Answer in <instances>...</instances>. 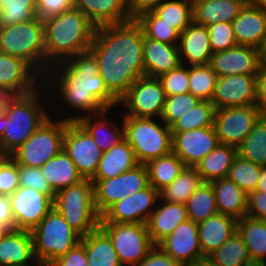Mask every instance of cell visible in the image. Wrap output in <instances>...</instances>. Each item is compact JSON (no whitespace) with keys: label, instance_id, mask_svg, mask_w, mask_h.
<instances>
[{"label":"cell","instance_id":"obj_49","mask_svg":"<svg viewBox=\"0 0 266 266\" xmlns=\"http://www.w3.org/2000/svg\"><path fill=\"white\" fill-rule=\"evenodd\" d=\"M207 28L213 53L225 51L238 45L232 23L218 22Z\"/></svg>","mask_w":266,"mask_h":266},{"label":"cell","instance_id":"obj_11","mask_svg":"<svg viewBox=\"0 0 266 266\" xmlns=\"http://www.w3.org/2000/svg\"><path fill=\"white\" fill-rule=\"evenodd\" d=\"M94 186V202L97 212L102 216L114 203L147 188L149 173L146 164L110 179H90Z\"/></svg>","mask_w":266,"mask_h":266},{"label":"cell","instance_id":"obj_68","mask_svg":"<svg viewBox=\"0 0 266 266\" xmlns=\"http://www.w3.org/2000/svg\"><path fill=\"white\" fill-rule=\"evenodd\" d=\"M263 56L266 57V45L264 47Z\"/></svg>","mask_w":266,"mask_h":266},{"label":"cell","instance_id":"obj_38","mask_svg":"<svg viewBox=\"0 0 266 266\" xmlns=\"http://www.w3.org/2000/svg\"><path fill=\"white\" fill-rule=\"evenodd\" d=\"M202 182L195 167H184L178 177L159 192L160 199L165 202L186 204Z\"/></svg>","mask_w":266,"mask_h":266},{"label":"cell","instance_id":"obj_56","mask_svg":"<svg viewBox=\"0 0 266 266\" xmlns=\"http://www.w3.org/2000/svg\"><path fill=\"white\" fill-rule=\"evenodd\" d=\"M137 266H182L179 262L173 260L158 245L152 250Z\"/></svg>","mask_w":266,"mask_h":266},{"label":"cell","instance_id":"obj_57","mask_svg":"<svg viewBox=\"0 0 266 266\" xmlns=\"http://www.w3.org/2000/svg\"><path fill=\"white\" fill-rule=\"evenodd\" d=\"M259 109L266 114V57H263L259 74L257 75V103Z\"/></svg>","mask_w":266,"mask_h":266},{"label":"cell","instance_id":"obj_6","mask_svg":"<svg viewBox=\"0 0 266 266\" xmlns=\"http://www.w3.org/2000/svg\"><path fill=\"white\" fill-rule=\"evenodd\" d=\"M53 207L81 237L99 227L101 216L94 202V186L90 179L55 193Z\"/></svg>","mask_w":266,"mask_h":266},{"label":"cell","instance_id":"obj_31","mask_svg":"<svg viewBox=\"0 0 266 266\" xmlns=\"http://www.w3.org/2000/svg\"><path fill=\"white\" fill-rule=\"evenodd\" d=\"M214 190L218 213L231 216L237 220L247 214L248 195L229 178L211 182Z\"/></svg>","mask_w":266,"mask_h":266},{"label":"cell","instance_id":"obj_47","mask_svg":"<svg viewBox=\"0 0 266 266\" xmlns=\"http://www.w3.org/2000/svg\"><path fill=\"white\" fill-rule=\"evenodd\" d=\"M261 168L237 155L229 168L227 178L235 182L248 195L256 190Z\"/></svg>","mask_w":266,"mask_h":266},{"label":"cell","instance_id":"obj_21","mask_svg":"<svg viewBox=\"0 0 266 266\" xmlns=\"http://www.w3.org/2000/svg\"><path fill=\"white\" fill-rule=\"evenodd\" d=\"M158 246L182 266L204 257L199 243L198 226L190 219L180 223Z\"/></svg>","mask_w":266,"mask_h":266},{"label":"cell","instance_id":"obj_32","mask_svg":"<svg viewBox=\"0 0 266 266\" xmlns=\"http://www.w3.org/2000/svg\"><path fill=\"white\" fill-rule=\"evenodd\" d=\"M107 111H110V109L95 115L82 116L76 120V122L93 138L102 152L107 151L112 146L118 145L125 139L124 126L120 129L115 126L113 122H110L111 124L106 122L107 119H105V116ZM92 116H96V122Z\"/></svg>","mask_w":266,"mask_h":266},{"label":"cell","instance_id":"obj_45","mask_svg":"<svg viewBox=\"0 0 266 266\" xmlns=\"http://www.w3.org/2000/svg\"><path fill=\"white\" fill-rule=\"evenodd\" d=\"M218 75L209 64L193 65L189 68V90L200 100L211 101Z\"/></svg>","mask_w":266,"mask_h":266},{"label":"cell","instance_id":"obj_22","mask_svg":"<svg viewBox=\"0 0 266 266\" xmlns=\"http://www.w3.org/2000/svg\"><path fill=\"white\" fill-rule=\"evenodd\" d=\"M238 45L264 51L266 45V11L252 4L245 5L232 22Z\"/></svg>","mask_w":266,"mask_h":266},{"label":"cell","instance_id":"obj_10","mask_svg":"<svg viewBox=\"0 0 266 266\" xmlns=\"http://www.w3.org/2000/svg\"><path fill=\"white\" fill-rule=\"evenodd\" d=\"M99 227L110 237L123 266H137L155 246L147 224L100 222Z\"/></svg>","mask_w":266,"mask_h":266},{"label":"cell","instance_id":"obj_13","mask_svg":"<svg viewBox=\"0 0 266 266\" xmlns=\"http://www.w3.org/2000/svg\"><path fill=\"white\" fill-rule=\"evenodd\" d=\"M167 95L157 77L138 78L119 100L129 109L124 116L161 118Z\"/></svg>","mask_w":266,"mask_h":266},{"label":"cell","instance_id":"obj_17","mask_svg":"<svg viewBox=\"0 0 266 266\" xmlns=\"http://www.w3.org/2000/svg\"><path fill=\"white\" fill-rule=\"evenodd\" d=\"M211 102L217 110L256 105L257 75L234 74L218 77Z\"/></svg>","mask_w":266,"mask_h":266},{"label":"cell","instance_id":"obj_3","mask_svg":"<svg viewBox=\"0 0 266 266\" xmlns=\"http://www.w3.org/2000/svg\"><path fill=\"white\" fill-rule=\"evenodd\" d=\"M95 30L96 26L75 7L45 21L46 75L52 65L88 51Z\"/></svg>","mask_w":266,"mask_h":266},{"label":"cell","instance_id":"obj_63","mask_svg":"<svg viewBox=\"0 0 266 266\" xmlns=\"http://www.w3.org/2000/svg\"><path fill=\"white\" fill-rule=\"evenodd\" d=\"M251 4L255 7L261 8L263 11H266V0H252Z\"/></svg>","mask_w":266,"mask_h":266},{"label":"cell","instance_id":"obj_43","mask_svg":"<svg viewBox=\"0 0 266 266\" xmlns=\"http://www.w3.org/2000/svg\"><path fill=\"white\" fill-rule=\"evenodd\" d=\"M217 266H242L251 258L238 232L208 256Z\"/></svg>","mask_w":266,"mask_h":266},{"label":"cell","instance_id":"obj_7","mask_svg":"<svg viewBox=\"0 0 266 266\" xmlns=\"http://www.w3.org/2000/svg\"><path fill=\"white\" fill-rule=\"evenodd\" d=\"M31 233L35 262L39 266H49L81 240V236L54 207Z\"/></svg>","mask_w":266,"mask_h":266},{"label":"cell","instance_id":"obj_46","mask_svg":"<svg viewBox=\"0 0 266 266\" xmlns=\"http://www.w3.org/2000/svg\"><path fill=\"white\" fill-rule=\"evenodd\" d=\"M0 27L36 18V0H0Z\"/></svg>","mask_w":266,"mask_h":266},{"label":"cell","instance_id":"obj_59","mask_svg":"<svg viewBox=\"0 0 266 266\" xmlns=\"http://www.w3.org/2000/svg\"><path fill=\"white\" fill-rule=\"evenodd\" d=\"M165 0H127V7L131 18H136L141 13L151 11Z\"/></svg>","mask_w":266,"mask_h":266},{"label":"cell","instance_id":"obj_39","mask_svg":"<svg viewBox=\"0 0 266 266\" xmlns=\"http://www.w3.org/2000/svg\"><path fill=\"white\" fill-rule=\"evenodd\" d=\"M237 154L255 165L266 167V114L237 147Z\"/></svg>","mask_w":266,"mask_h":266},{"label":"cell","instance_id":"obj_40","mask_svg":"<svg viewBox=\"0 0 266 266\" xmlns=\"http://www.w3.org/2000/svg\"><path fill=\"white\" fill-rule=\"evenodd\" d=\"M152 11L179 33L193 22L192 0H165Z\"/></svg>","mask_w":266,"mask_h":266},{"label":"cell","instance_id":"obj_27","mask_svg":"<svg viewBox=\"0 0 266 266\" xmlns=\"http://www.w3.org/2000/svg\"><path fill=\"white\" fill-rule=\"evenodd\" d=\"M30 259L35 261L32 233L7 230L0 239V266L25 265Z\"/></svg>","mask_w":266,"mask_h":266},{"label":"cell","instance_id":"obj_69","mask_svg":"<svg viewBox=\"0 0 266 266\" xmlns=\"http://www.w3.org/2000/svg\"><path fill=\"white\" fill-rule=\"evenodd\" d=\"M13 266H31V265L25 264V265H13Z\"/></svg>","mask_w":266,"mask_h":266},{"label":"cell","instance_id":"obj_52","mask_svg":"<svg viewBox=\"0 0 266 266\" xmlns=\"http://www.w3.org/2000/svg\"><path fill=\"white\" fill-rule=\"evenodd\" d=\"M19 186L35 189L38 192L49 195L54 200L55 192L50 187L40 168L19 165Z\"/></svg>","mask_w":266,"mask_h":266},{"label":"cell","instance_id":"obj_20","mask_svg":"<svg viewBox=\"0 0 266 266\" xmlns=\"http://www.w3.org/2000/svg\"><path fill=\"white\" fill-rule=\"evenodd\" d=\"M41 81L44 83L45 80L25 60L0 52V86L14 95H25L35 91L40 84L47 87Z\"/></svg>","mask_w":266,"mask_h":266},{"label":"cell","instance_id":"obj_66","mask_svg":"<svg viewBox=\"0 0 266 266\" xmlns=\"http://www.w3.org/2000/svg\"><path fill=\"white\" fill-rule=\"evenodd\" d=\"M7 229L4 228L3 226H0V239L2 238V236L6 233Z\"/></svg>","mask_w":266,"mask_h":266},{"label":"cell","instance_id":"obj_30","mask_svg":"<svg viewBox=\"0 0 266 266\" xmlns=\"http://www.w3.org/2000/svg\"><path fill=\"white\" fill-rule=\"evenodd\" d=\"M138 164L134 150L124 139L118 145L102 152L97 171L91 179H110L135 168Z\"/></svg>","mask_w":266,"mask_h":266},{"label":"cell","instance_id":"obj_50","mask_svg":"<svg viewBox=\"0 0 266 266\" xmlns=\"http://www.w3.org/2000/svg\"><path fill=\"white\" fill-rule=\"evenodd\" d=\"M167 96L185 94L189 90V67L180 64L177 68L159 77Z\"/></svg>","mask_w":266,"mask_h":266},{"label":"cell","instance_id":"obj_5","mask_svg":"<svg viewBox=\"0 0 266 266\" xmlns=\"http://www.w3.org/2000/svg\"><path fill=\"white\" fill-rule=\"evenodd\" d=\"M0 52L25 60L45 79L44 22L36 17L28 22L0 27Z\"/></svg>","mask_w":266,"mask_h":266},{"label":"cell","instance_id":"obj_67","mask_svg":"<svg viewBox=\"0 0 266 266\" xmlns=\"http://www.w3.org/2000/svg\"><path fill=\"white\" fill-rule=\"evenodd\" d=\"M235 1L242 2V3H244L245 5H249V4H251V1H252V0H235Z\"/></svg>","mask_w":266,"mask_h":266},{"label":"cell","instance_id":"obj_28","mask_svg":"<svg viewBox=\"0 0 266 266\" xmlns=\"http://www.w3.org/2000/svg\"><path fill=\"white\" fill-rule=\"evenodd\" d=\"M188 212L185 204L164 202L155 208L148 222V232L155 245L169 236L182 222L188 220Z\"/></svg>","mask_w":266,"mask_h":266},{"label":"cell","instance_id":"obj_34","mask_svg":"<svg viewBox=\"0 0 266 266\" xmlns=\"http://www.w3.org/2000/svg\"><path fill=\"white\" fill-rule=\"evenodd\" d=\"M85 246L88 266H123L110 237L98 227L81 237Z\"/></svg>","mask_w":266,"mask_h":266},{"label":"cell","instance_id":"obj_35","mask_svg":"<svg viewBox=\"0 0 266 266\" xmlns=\"http://www.w3.org/2000/svg\"><path fill=\"white\" fill-rule=\"evenodd\" d=\"M237 155L236 147L219 144L195 168L203 182L211 183L214 180L227 177L229 168Z\"/></svg>","mask_w":266,"mask_h":266},{"label":"cell","instance_id":"obj_60","mask_svg":"<svg viewBox=\"0 0 266 266\" xmlns=\"http://www.w3.org/2000/svg\"><path fill=\"white\" fill-rule=\"evenodd\" d=\"M14 96L6 87L0 86V110H3Z\"/></svg>","mask_w":266,"mask_h":266},{"label":"cell","instance_id":"obj_55","mask_svg":"<svg viewBox=\"0 0 266 266\" xmlns=\"http://www.w3.org/2000/svg\"><path fill=\"white\" fill-rule=\"evenodd\" d=\"M246 216L266 220V192L255 190L248 194Z\"/></svg>","mask_w":266,"mask_h":266},{"label":"cell","instance_id":"obj_9","mask_svg":"<svg viewBox=\"0 0 266 266\" xmlns=\"http://www.w3.org/2000/svg\"><path fill=\"white\" fill-rule=\"evenodd\" d=\"M67 120L47 118L44 123L9 156L18 164L40 168L63 149Z\"/></svg>","mask_w":266,"mask_h":266},{"label":"cell","instance_id":"obj_41","mask_svg":"<svg viewBox=\"0 0 266 266\" xmlns=\"http://www.w3.org/2000/svg\"><path fill=\"white\" fill-rule=\"evenodd\" d=\"M188 217L199 224L218 213L217 202L211 183L202 182L186 202Z\"/></svg>","mask_w":266,"mask_h":266},{"label":"cell","instance_id":"obj_14","mask_svg":"<svg viewBox=\"0 0 266 266\" xmlns=\"http://www.w3.org/2000/svg\"><path fill=\"white\" fill-rule=\"evenodd\" d=\"M63 150L84 179H91L95 175L102 151L76 121H68L66 124Z\"/></svg>","mask_w":266,"mask_h":266},{"label":"cell","instance_id":"obj_15","mask_svg":"<svg viewBox=\"0 0 266 266\" xmlns=\"http://www.w3.org/2000/svg\"><path fill=\"white\" fill-rule=\"evenodd\" d=\"M15 229L32 232L53 209V199L29 187H19L9 196Z\"/></svg>","mask_w":266,"mask_h":266},{"label":"cell","instance_id":"obj_64","mask_svg":"<svg viewBox=\"0 0 266 266\" xmlns=\"http://www.w3.org/2000/svg\"><path fill=\"white\" fill-rule=\"evenodd\" d=\"M242 266H266V263L265 261H261V260H250Z\"/></svg>","mask_w":266,"mask_h":266},{"label":"cell","instance_id":"obj_61","mask_svg":"<svg viewBox=\"0 0 266 266\" xmlns=\"http://www.w3.org/2000/svg\"><path fill=\"white\" fill-rule=\"evenodd\" d=\"M185 266H217L208 256H204L199 259H195L193 262L188 263Z\"/></svg>","mask_w":266,"mask_h":266},{"label":"cell","instance_id":"obj_48","mask_svg":"<svg viewBox=\"0 0 266 266\" xmlns=\"http://www.w3.org/2000/svg\"><path fill=\"white\" fill-rule=\"evenodd\" d=\"M200 101L201 100L198 97L190 92L167 96L160 119L170 127L176 120L189 112Z\"/></svg>","mask_w":266,"mask_h":266},{"label":"cell","instance_id":"obj_33","mask_svg":"<svg viewBox=\"0 0 266 266\" xmlns=\"http://www.w3.org/2000/svg\"><path fill=\"white\" fill-rule=\"evenodd\" d=\"M40 169L55 193L84 180L63 149L42 165Z\"/></svg>","mask_w":266,"mask_h":266},{"label":"cell","instance_id":"obj_42","mask_svg":"<svg viewBox=\"0 0 266 266\" xmlns=\"http://www.w3.org/2000/svg\"><path fill=\"white\" fill-rule=\"evenodd\" d=\"M216 107L211 101L201 100L189 112L176 120L171 126V132H186L190 130L214 127Z\"/></svg>","mask_w":266,"mask_h":266},{"label":"cell","instance_id":"obj_24","mask_svg":"<svg viewBox=\"0 0 266 266\" xmlns=\"http://www.w3.org/2000/svg\"><path fill=\"white\" fill-rule=\"evenodd\" d=\"M179 40L178 51L182 64V57L188 60L190 66L210 64L213 52L207 27L192 22L180 33Z\"/></svg>","mask_w":266,"mask_h":266},{"label":"cell","instance_id":"obj_44","mask_svg":"<svg viewBox=\"0 0 266 266\" xmlns=\"http://www.w3.org/2000/svg\"><path fill=\"white\" fill-rule=\"evenodd\" d=\"M143 28L144 35L155 41L178 45L180 33L172 25L163 22L152 10L135 18ZM176 41V42H175Z\"/></svg>","mask_w":266,"mask_h":266},{"label":"cell","instance_id":"obj_53","mask_svg":"<svg viewBox=\"0 0 266 266\" xmlns=\"http://www.w3.org/2000/svg\"><path fill=\"white\" fill-rule=\"evenodd\" d=\"M74 7V0H36V17L42 22Z\"/></svg>","mask_w":266,"mask_h":266},{"label":"cell","instance_id":"obj_62","mask_svg":"<svg viewBox=\"0 0 266 266\" xmlns=\"http://www.w3.org/2000/svg\"><path fill=\"white\" fill-rule=\"evenodd\" d=\"M256 190L266 192V167L261 168V173L259 176Z\"/></svg>","mask_w":266,"mask_h":266},{"label":"cell","instance_id":"obj_58","mask_svg":"<svg viewBox=\"0 0 266 266\" xmlns=\"http://www.w3.org/2000/svg\"><path fill=\"white\" fill-rule=\"evenodd\" d=\"M0 226L7 230L15 229V220L12 215V208L9 196L0 194Z\"/></svg>","mask_w":266,"mask_h":266},{"label":"cell","instance_id":"obj_2","mask_svg":"<svg viewBox=\"0 0 266 266\" xmlns=\"http://www.w3.org/2000/svg\"><path fill=\"white\" fill-rule=\"evenodd\" d=\"M49 71L53 73L50 74ZM55 73L59 74L56 76L58 79L54 76ZM46 77H49L47 79H51L50 81L57 79V83L54 82L58 84L55 85L56 90L59 89L57 94H61L66 105L78 112H85L81 116L66 118L67 121H76L89 114L95 115L119 104V101L108 91L103 78L99 75L95 57L89 51L72 56L55 66L52 65Z\"/></svg>","mask_w":266,"mask_h":266},{"label":"cell","instance_id":"obj_65","mask_svg":"<svg viewBox=\"0 0 266 266\" xmlns=\"http://www.w3.org/2000/svg\"><path fill=\"white\" fill-rule=\"evenodd\" d=\"M5 127L6 126L4 125V113L3 110H0V138L2 137Z\"/></svg>","mask_w":266,"mask_h":266},{"label":"cell","instance_id":"obj_26","mask_svg":"<svg viewBox=\"0 0 266 266\" xmlns=\"http://www.w3.org/2000/svg\"><path fill=\"white\" fill-rule=\"evenodd\" d=\"M74 7L85 14L96 27L131 19L127 0H74Z\"/></svg>","mask_w":266,"mask_h":266},{"label":"cell","instance_id":"obj_36","mask_svg":"<svg viewBox=\"0 0 266 266\" xmlns=\"http://www.w3.org/2000/svg\"><path fill=\"white\" fill-rule=\"evenodd\" d=\"M237 232L244 241L251 260L265 261L266 220L244 216L237 221Z\"/></svg>","mask_w":266,"mask_h":266},{"label":"cell","instance_id":"obj_23","mask_svg":"<svg viewBox=\"0 0 266 266\" xmlns=\"http://www.w3.org/2000/svg\"><path fill=\"white\" fill-rule=\"evenodd\" d=\"M143 61L145 76L157 78L182 64L178 45L155 41L145 35Z\"/></svg>","mask_w":266,"mask_h":266},{"label":"cell","instance_id":"obj_4","mask_svg":"<svg viewBox=\"0 0 266 266\" xmlns=\"http://www.w3.org/2000/svg\"><path fill=\"white\" fill-rule=\"evenodd\" d=\"M41 88L25 95H15L4 107L5 130L0 138V155H10L49 118L38 105L42 101ZM42 107V108H41Z\"/></svg>","mask_w":266,"mask_h":266},{"label":"cell","instance_id":"obj_8","mask_svg":"<svg viewBox=\"0 0 266 266\" xmlns=\"http://www.w3.org/2000/svg\"><path fill=\"white\" fill-rule=\"evenodd\" d=\"M125 139L134 150L139 164L172 152V133L164 122L160 126L153 118L124 116Z\"/></svg>","mask_w":266,"mask_h":266},{"label":"cell","instance_id":"obj_19","mask_svg":"<svg viewBox=\"0 0 266 266\" xmlns=\"http://www.w3.org/2000/svg\"><path fill=\"white\" fill-rule=\"evenodd\" d=\"M263 57V51L255 47L237 45L213 53L209 65L218 77L234 74L258 75Z\"/></svg>","mask_w":266,"mask_h":266},{"label":"cell","instance_id":"obj_51","mask_svg":"<svg viewBox=\"0 0 266 266\" xmlns=\"http://www.w3.org/2000/svg\"><path fill=\"white\" fill-rule=\"evenodd\" d=\"M19 187V165L9 155H0V194L11 196Z\"/></svg>","mask_w":266,"mask_h":266},{"label":"cell","instance_id":"obj_16","mask_svg":"<svg viewBox=\"0 0 266 266\" xmlns=\"http://www.w3.org/2000/svg\"><path fill=\"white\" fill-rule=\"evenodd\" d=\"M158 199H160L159 192L149 185L114 203L101 216L100 222L147 224Z\"/></svg>","mask_w":266,"mask_h":266},{"label":"cell","instance_id":"obj_37","mask_svg":"<svg viewBox=\"0 0 266 266\" xmlns=\"http://www.w3.org/2000/svg\"><path fill=\"white\" fill-rule=\"evenodd\" d=\"M149 184L158 192L169 186L184 169L183 161L173 152L147 164Z\"/></svg>","mask_w":266,"mask_h":266},{"label":"cell","instance_id":"obj_54","mask_svg":"<svg viewBox=\"0 0 266 266\" xmlns=\"http://www.w3.org/2000/svg\"><path fill=\"white\" fill-rule=\"evenodd\" d=\"M49 266H88L85 246L79 242L65 255L60 256Z\"/></svg>","mask_w":266,"mask_h":266},{"label":"cell","instance_id":"obj_29","mask_svg":"<svg viewBox=\"0 0 266 266\" xmlns=\"http://www.w3.org/2000/svg\"><path fill=\"white\" fill-rule=\"evenodd\" d=\"M193 22L205 27L218 22L232 23L245 4L235 0H192Z\"/></svg>","mask_w":266,"mask_h":266},{"label":"cell","instance_id":"obj_25","mask_svg":"<svg viewBox=\"0 0 266 266\" xmlns=\"http://www.w3.org/2000/svg\"><path fill=\"white\" fill-rule=\"evenodd\" d=\"M237 221L231 216L216 213L197 224L203 256L212 254L237 232Z\"/></svg>","mask_w":266,"mask_h":266},{"label":"cell","instance_id":"obj_1","mask_svg":"<svg viewBox=\"0 0 266 266\" xmlns=\"http://www.w3.org/2000/svg\"><path fill=\"white\" fill-rule=\"evenodd\" d=\"M144 32L135 18L96 27L88 50L97 62L108 91L119 101L132 84L145 76Z\"/></svg>","mask_w":266,"mask_h":266},{"label":"cell","instance_id":"obj_12","mask_svg":"<svg viewBox=\"0 0 266 266\" xmlns=\"http://www.w3.org/2000/svg\"><path fill=\"white\" fill-rule=\"evenodd\" d=\"M265 113L257 105L216 110L214 128L220 144L238 147Z\"/></svg>","mask_w":266,"mask_h":266},{"label":"cell","instance_id":"obj_18","mask_svg":"<svg viewBox=\"0 0 266 266\" xmlns=\"http://www.w3.org/2000/svg\"><path fill=\"white\" fill-rule=\"evenodd\" d=\"M171 133L172 152L183 161L185 167H195L220 144L214 127Z\"/></svg>","mask_w":266,"mask_h":266}]
</instances>
